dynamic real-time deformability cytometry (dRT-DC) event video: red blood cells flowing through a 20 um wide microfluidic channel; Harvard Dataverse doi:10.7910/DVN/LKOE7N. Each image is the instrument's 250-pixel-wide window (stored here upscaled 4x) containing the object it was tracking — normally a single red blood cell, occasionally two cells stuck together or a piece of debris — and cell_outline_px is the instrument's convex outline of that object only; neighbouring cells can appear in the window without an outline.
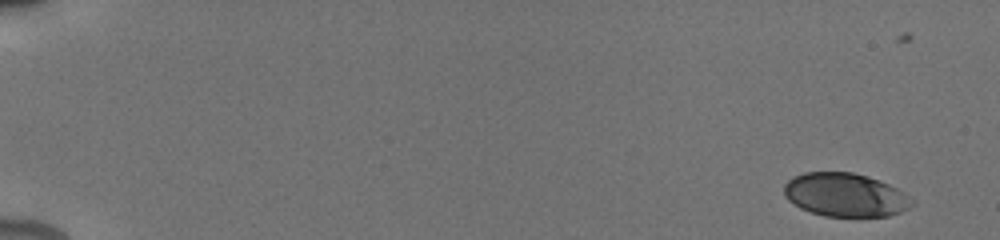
{"species": "human", "species_latin": "Homo sapiens", "temperature_condition": "cold", "stored_images_in_passage": 12, "camera_frame_rate_fps": 3000, "um_per_image_px": 0.085, "donor": {"sex": "male"}, "frame": {"image": 1, "passage_image": 1, "time_ms": 0.0, "image_size_px": [1000, 240], "cell_outline_px": [[916, 204], [900, 212], [888, 216], [824, 216], [800, 208], [788, 200], [784, 196], [784, 184], [792, 176], [804, 172], [852, 172], [868, 176], [888, 184], [896, 188]], "centroid_in_image_um": [71.8, 16.56], "position_along_channel_um": 13.2, "area_um2": 32.31}}
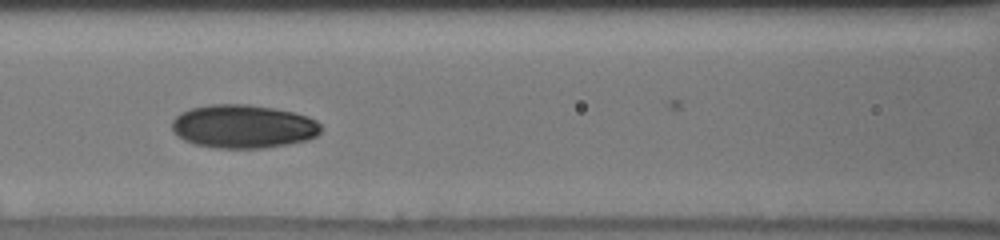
{"frame": {"image": 2, "passage_image": 9, "time_ms": 8.0, "image_size_px": [1000, 240], "cell_outline_px": [[324, 128], [316, 136], [308, 140], [288, 144], [264, 148], [216, 148], [196, 144], [184, 140], [172, 128], [172, 120], [180, 112], [192, 108], [212, 104], [248, 104], [276, 108], [308, 116], [316, 120]], "centroid_in_image_um": [20.72, 10.74], "position_along_channel_um": 145.9, "area_um2": 37.86}}
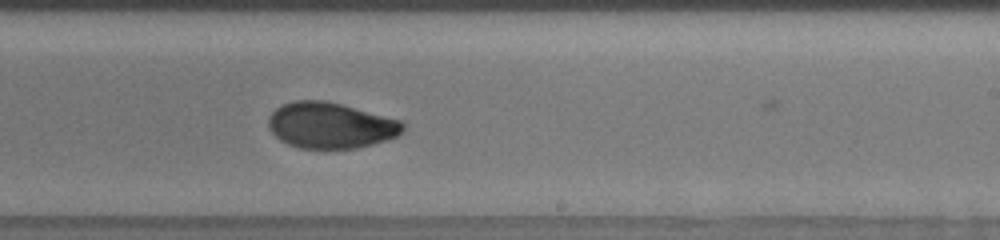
{"frame": {"image": 3, "passage_image": 12, "time_ms": 11.0, "image_size_px": [1000, 240], "cell_outline_px": [[404, 128], [396, 136], [388, 140], [356, 148], [300, 148], [288, 144], [280, 140], [268, 128], [268, 116], [276, 108], [292, 100], [324, 100], [340, 104], [400, 120], [404, 124]], "centroid_in_image_um": [28.06, 10.65], "position_along_channel_um": 260.9, "area_um2": 35.78}}